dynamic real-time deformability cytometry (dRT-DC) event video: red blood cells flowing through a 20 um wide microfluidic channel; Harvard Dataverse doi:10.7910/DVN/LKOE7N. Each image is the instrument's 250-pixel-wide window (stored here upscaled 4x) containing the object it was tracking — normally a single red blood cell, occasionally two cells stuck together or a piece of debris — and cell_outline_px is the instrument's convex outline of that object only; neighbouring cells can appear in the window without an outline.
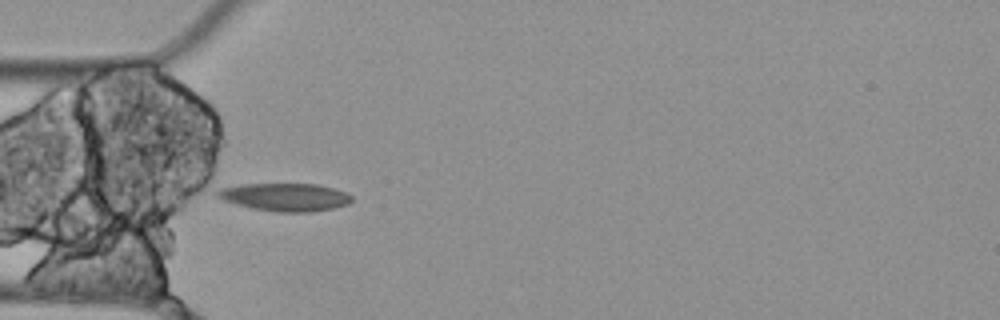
{"species": "Egyptian fruit bat (a non-hibernating species)", "species_latin": "Rousettus aegyptiacus", "temperature_condition": "cold", "stored_images_in_passage": 6, "camera_frame_rate_fps": 3000, "um_per_image_px": 0.085, "animal": {"sex": "female"}, "frame": {"image": 1, "passage_image": 1, "time_ms": 0.0, "image_size_px": [1000, 320], "cell_outline_px": [[352, 200], [348, 204], [332, 208], [312, 212], [276, 212], [256, 208], [224, 200], [216, 196], [216, 192], [220, 188], [244, 184], [316, 184], [332, 188], [344, 192], [352, 196]], "centroid_in_image_um": [24.26, 16.75], "position_along_channel_um": 60.7, "area_um2": 21.44}}
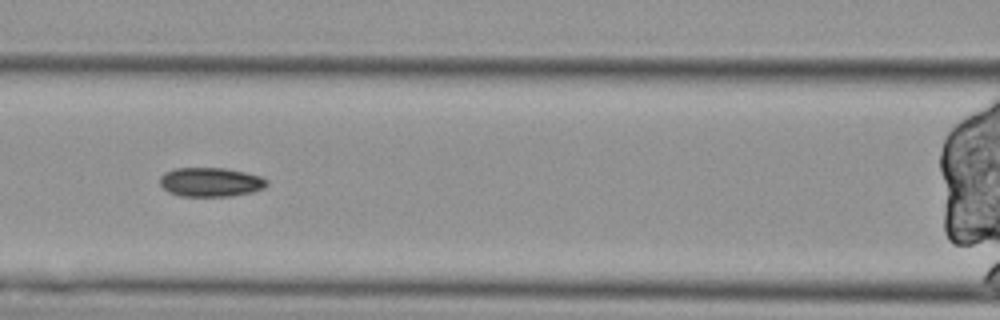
{"frame": {"image": 2, "passage_image": 3, "time_ms": 0.667, "image_size_px": [1000, 320], "cell_outline_px": [[268, 184], [264, 188], [252, 192], [232, 196], [180, 196], [168, 192], [160, 184], [160, 176], [164, 172], [176, 168], [224, 168], [244, 172], [260, 176], [268, 180]], "centroid_in_image_um": [17.9, 15.48], "position_along_channel_um": 148.7, "area_um2": 18.21}}
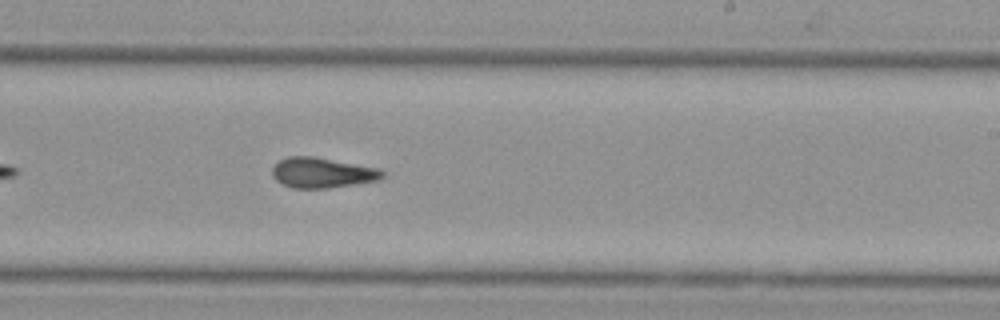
{"frame": {"image": 3, "passage_image": 6, "time_ms": 1.667, "image_size_px": [1000, 320], "cell_outline_px": [[384, 176], [380, 180], [328, 188], [292, 188], [276, 180], [272, 176], [272, 168], [280, 160], [288, 156], [312, 156], [380, 168], [384, 172]], "centroid_in_image_um": [27.4, 14.68], "position_along_channel_um": 261.6, "area_um2": 19.42}}